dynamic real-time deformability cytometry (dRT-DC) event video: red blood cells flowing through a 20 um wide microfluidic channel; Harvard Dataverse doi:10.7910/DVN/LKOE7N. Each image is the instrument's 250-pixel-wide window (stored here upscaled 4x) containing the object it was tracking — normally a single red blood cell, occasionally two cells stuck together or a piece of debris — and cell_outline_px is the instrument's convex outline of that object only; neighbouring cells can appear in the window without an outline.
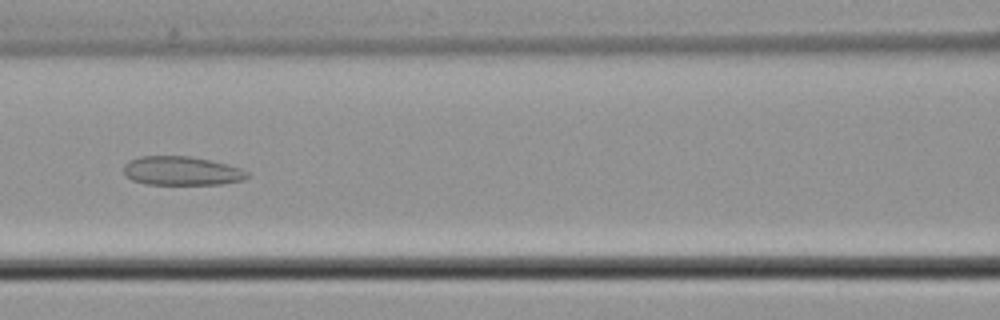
{"species": "common noctule bat (a hibernating species)", "species_latin": "Nyctalus noctula", "temperature_condition": "cold", "stored_images_in_passage": 47, "camera_frame_rate_fps": 3000, "um_per_image_px": 0.085, "animal": {"sex": "male", "body_mass_g": 21.5, "forearm_length_mm": 52.0}, "frame": {"image": 1, "passage_image": 17, "time_ms": 5.333, "image_size_px": [1000, 320], "cell_outline_px": [[248, 176], [244, 180], [220, 184], [144, 184], [132, 180], [124, 172], [124, 164], [128, 160], [140, 156], [188, 156], [208, 160], [240, 168], [248, 172]], "centroid_in_image_um": [15.4, 14.53], "position_along_channel_um": 151.2, "area_um2": 20.63}}
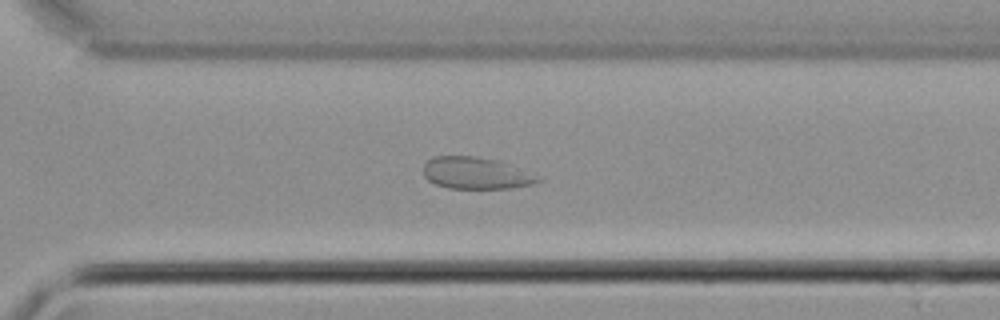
{"frame": {"image": 2, "passage_image": 31, "time_ms": 10.0, "image_size_px": [1000, 320], "cell_outline_px": [[544, 180], [532, 184], [512, 188], [448, 188], [436, 184], [428, 180], [424, 176], [424, 164], [428, 160], [436, 156], [476, 156], [500, 160], [544, 176]], "centroid_in_image_um": [40.56, 14.71], "position_along_channel_um": 330.0, "area_um2": 21.68}}
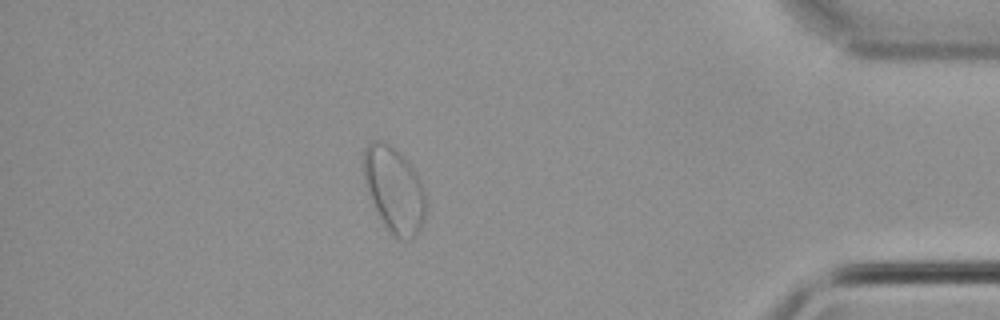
{"frame": {"image": 3, "passage_image": 40, "time_ms": 13.0, "image_size_px": [1000, 320], "cell_outline_px": [[428, 208], [420, 228], [408, 240], [400, 240], [392, 236], [388, 232], [376, 212], [364, 184], [364, 148], [372, 140], [376, 140], [388, 144], [400, 152], [412, 168], [424, 192]], "centroid_in_image_um": [33.48, 16.16], "position_along_channel_um": 401.7, "area_um2": 30.92}, "authors_computed_cell_mechanics": {"area_um2": 25.2008, "velocity_mm_per_s": 3.8327, "shape_relaxation_time_tau1_ms": null, "shape_relaxation_time_tau2_ms": 1.8194, "deformation_change_tau1": null, "deformation_change_tau2": 0.0495}}